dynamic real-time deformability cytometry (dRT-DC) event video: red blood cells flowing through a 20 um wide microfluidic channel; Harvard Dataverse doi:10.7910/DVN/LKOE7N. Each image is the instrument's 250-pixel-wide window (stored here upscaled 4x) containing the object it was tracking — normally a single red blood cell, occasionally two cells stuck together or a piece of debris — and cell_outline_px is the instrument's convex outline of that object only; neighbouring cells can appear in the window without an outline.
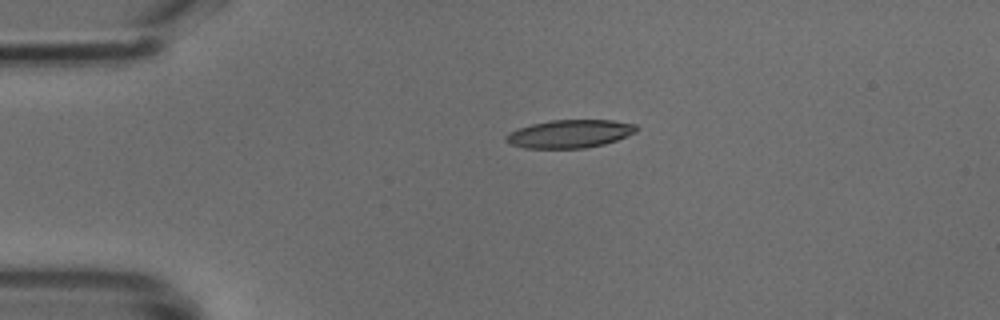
{"species": "common noctule bat (a hibernating species)", "species_latin": "Nyctalus noctula", "temperature_condition": "cold", "stored_images_in_passage": 39, "camera_frame_rate_fps": 3000, "um_per_image_px": 0.085, "animal": {"sex": "male", "body_mass_g": 18.8}, "frame": {"image": 1, "passage_image": 1, "time_ms": 0.0, "image_size_px": [1000, 320], "cell_outline_px": [[640, 128], [636, 132], [628, 136], [604, 144], [584, 148], [524, 148], [508, 144], [504, 140], [504, 136], [508, 132], [516, 128], [532, 124], [552, 120], [612, 120], [636, 124]], "centroid_in_image_um": [48.4, 11.37], "position_along_channel_um": 36.6, "area_um2": 21.62}}
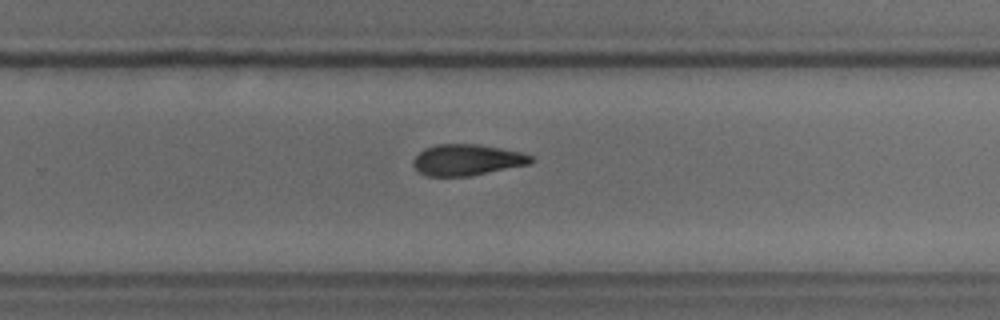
{"frame": {"image": 2, "passage_image": 22, "time_ms": 7.0, "image_size_px": [1000, 320], "cell_outline_px": [[532, 164], [468, 176], [428, 176], [416, 172], [412, 164], [412, 160], [424, 148], [436, 144], [476, 144], [500, 148], [520, 152], [532, 156]], "centroid_in_image_um": [39.66, 13.6], "position_along_channel_um": 290.1, "area_um2": 21.44}}
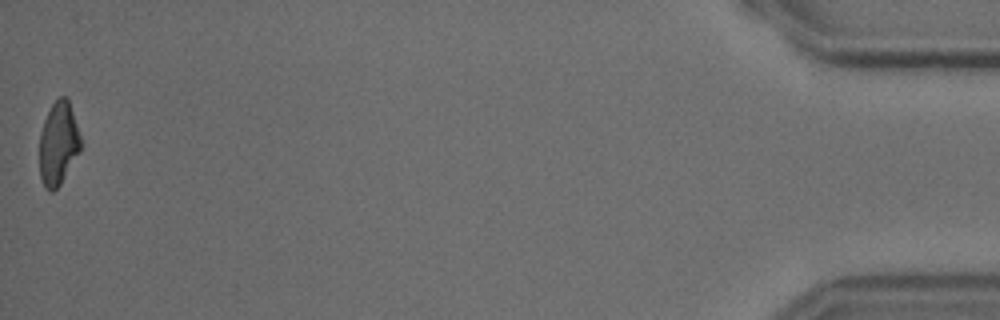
{"frame": {"image": 3, "passage_image": 39, "time_ms": 12.667, "image_size_px": [1000, 320], "cell_outline_px": [[84, 144], [80, 152], [60, 184], [52, 192], [48, 192], [44, 188], [40, 176], [40, 132], [44, 120], [52, 104], [60, 96], [68, 96]], "centroid_in_image_um": [4.99, 12.19], "position_along_channel_um": 430.2, "area_um2": 20.4}}